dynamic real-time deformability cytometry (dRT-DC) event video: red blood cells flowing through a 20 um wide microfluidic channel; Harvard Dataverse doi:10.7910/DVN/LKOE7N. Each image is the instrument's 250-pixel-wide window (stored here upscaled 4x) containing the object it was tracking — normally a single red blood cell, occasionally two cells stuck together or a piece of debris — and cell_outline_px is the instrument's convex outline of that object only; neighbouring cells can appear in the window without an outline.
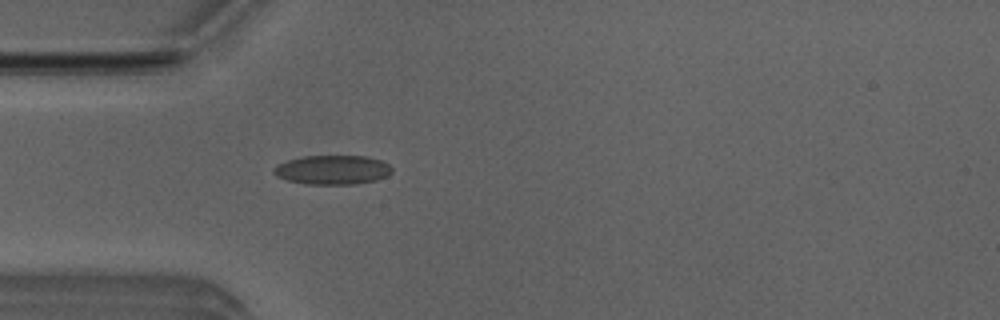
{"species": "Egyptian fruit bat (a non-hibernating species)", "species_latin": "Rousettus aegyptiacus", "temperature_condition": "room temperature", "stored_images_in_passage": 52, "camera_frame_rate_fps": 3000, "um_per_image_px": 0.085, "animal": {"sex": "male"}, "frame": {"image": 1, "passage_image": 15, "time_ms": 4.667, "image_size_px": [1000, 320], "cell_outline_px": [[392, 172], [376, 180], [356, 184], [304, 184], [288, 180], [276, 176], [272, 172], [280, 164], [288, 160], [304, 156], [368, 156], [380, 160], [388, 164], [392, 168]], "centroid_in_image_um": [28.28, 14.44], "position_along_channel_um": 56.7, "area_um2": 19.94}}
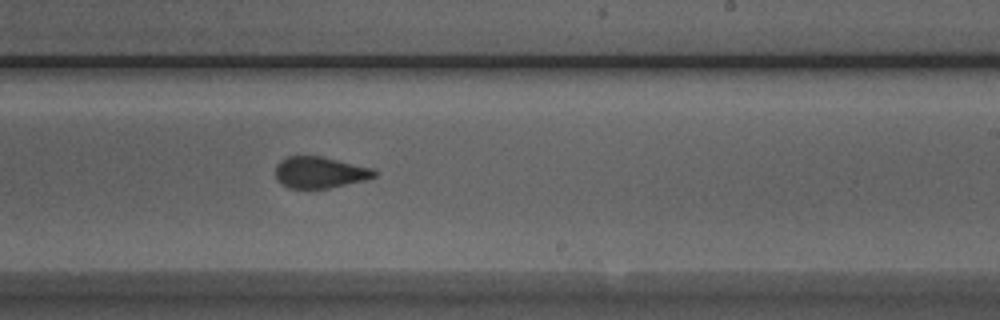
{"frame": {"image": 2, "passage_image": 31, "time_ms": 10.0, "image_size_px": [1000, 320], "cell_outline_px": [[376, 176], [364, 180], [328, 188], [288, 188], [280, 184], [276, 180], [276, 164], [280, 160], [288, 156], [320, 156], [372, 168], [376, 172]], "centroid_in_image_um": [27.13, 14.65], "position_along_channel_um": 261.9, "area_um2": 17.98}}
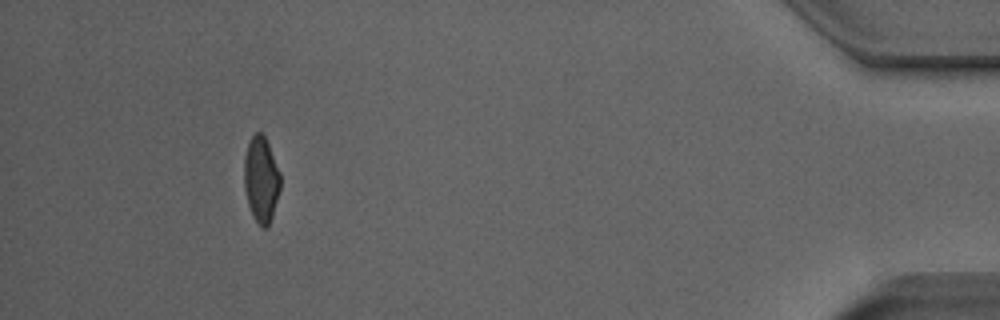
{"frame": {"image": 3, "passage_image": 48, "time_ms": 15.667, "image_size_px": [1000, 320], "cell_outline_px": [[280, 188], [272, 216], [268, 228], [260, 228], [252, 216], [248, 204], [244, 188], [244, 156], [248, 144], [252, 136], [256, 132], [260, 132], [264, 136], [268, 144], [280, 172]], "centroid_in_image_um": [22.18, 15.29], "position_along_channel_um": 413.0, "area_um2": 18.15}, "authors_computed_cell_mechanics": {"area_um2": 18.7561, "velocity_mm_per_s": 3.9064, "shape_relaxation_time_tau1_ms": 5.6835, "shape_relaxation_time_tau2_ms": 1.0077, "deformation_change_tau1": 0.1342, "deformation_change_tau2": 0.0718}}